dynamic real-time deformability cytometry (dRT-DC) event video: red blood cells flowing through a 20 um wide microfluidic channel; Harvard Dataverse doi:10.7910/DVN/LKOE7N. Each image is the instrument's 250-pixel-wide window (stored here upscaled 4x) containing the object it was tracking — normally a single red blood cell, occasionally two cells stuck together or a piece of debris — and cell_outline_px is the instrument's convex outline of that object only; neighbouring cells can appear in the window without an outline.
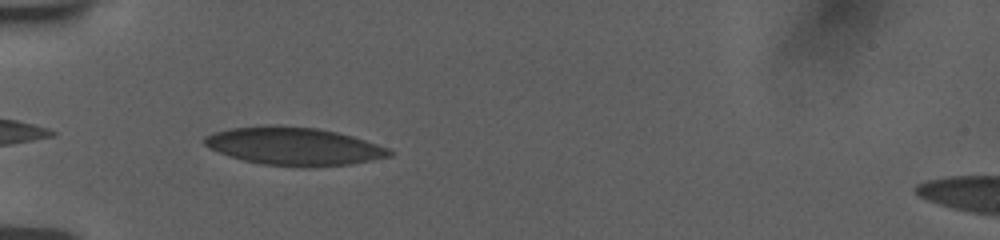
{"species": "human", "species_latin": "Homo sapiens", "temperature_condition": "room temperature", "stored_images_in_passage": 7, "camera_frame_rate_fps": 3000, "um_per_image_px": 0.085, "donor": {"sex": "female"}, "frame": {"image": 1, "passage_image": 6, "time_ms": 0.667, "image_size_px": [1000, 240], "cell_outline_px": [[392, 152], [388, 156], [348, 164], [312, 168], [300, 168], [260, 164], [244, 160], [220, 152], [204, 144], [204, 140], [208, 136], [216, 132], [236, 128], [312, 128], [332, 132], [348, 136], [384, 148]], "centroid_in_image_um": [24.95, 12.5], "position_along_channel_um": 60.0, "area_um2": 38.61}}